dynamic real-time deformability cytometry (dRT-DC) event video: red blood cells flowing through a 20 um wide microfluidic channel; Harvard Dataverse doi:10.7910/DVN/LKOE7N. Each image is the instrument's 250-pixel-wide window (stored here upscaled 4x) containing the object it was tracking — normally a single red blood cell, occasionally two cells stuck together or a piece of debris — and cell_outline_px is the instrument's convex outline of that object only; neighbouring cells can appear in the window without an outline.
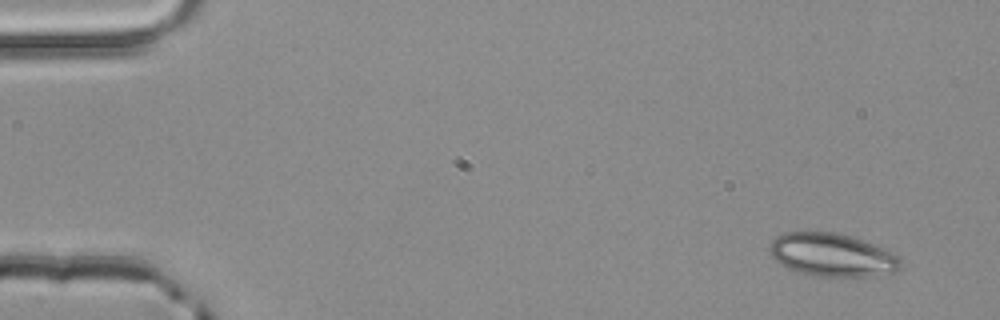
{"species": "common noctule bat (a hibernating species)", "species_latin": "Nyctalus noctula", "temperature_condition": "room temperature", "stored_images_in_passage": 3, "camera_frame_rate_fps": 3000, "um_per_image_px": 0.085, "animal": {"sex": "male", "body_mass_g": 20.4}, "frame": {"image": 1, "passage_image": 1, "time_ms": 0.0, "image_size_px": [1000, 320], "cell_outline_px": [[900, 268], [892, 272], [876, 276], [812, 276], [788, 268], [780, 264], [772, 256], [768, 248], [772, 240], [776, 236], [784, 232], [836, 232], [852, 236], [884, 248], [900, 256]], "centroid_in_image_um": [70.72, 21.66], "position_along_channel_um": 14.3, "area_um2": 33.0}}